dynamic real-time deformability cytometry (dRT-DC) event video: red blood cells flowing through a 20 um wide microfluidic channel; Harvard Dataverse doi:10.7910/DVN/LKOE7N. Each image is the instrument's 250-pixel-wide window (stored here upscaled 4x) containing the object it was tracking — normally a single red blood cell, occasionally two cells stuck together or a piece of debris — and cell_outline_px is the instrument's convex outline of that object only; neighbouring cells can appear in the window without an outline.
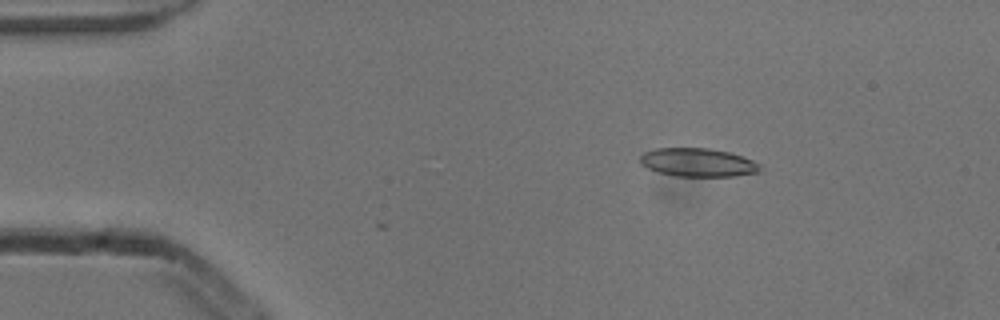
{"species": "common noctule bat (a hibernating species)", "species_latin": "Nyctalus noctula", "temperature_condition": "cold", "stored_images_in_passage": 4, "camera_frame_rate_fps": 3000, "um_per_image_px": 0.085, "animal": {"sex": "male", "body_mass_g": 13.3}, "frame": {"image": 1, "passage_image": 2, "time_ms": 0.333, "image_size_px": [1000, 320], "cell_outline_px": [[760, 172], [736, 176], [676, 176], [656, 172], [640, 164], [640, 156], [644, 152], [656, 148], [708, 148], [728, 152], [752, 160], [760, 164]], "centroid_in_image_um": [59.29, 13.81], "position_along_channel_um": 25.7, "area_um2": 19.88}}